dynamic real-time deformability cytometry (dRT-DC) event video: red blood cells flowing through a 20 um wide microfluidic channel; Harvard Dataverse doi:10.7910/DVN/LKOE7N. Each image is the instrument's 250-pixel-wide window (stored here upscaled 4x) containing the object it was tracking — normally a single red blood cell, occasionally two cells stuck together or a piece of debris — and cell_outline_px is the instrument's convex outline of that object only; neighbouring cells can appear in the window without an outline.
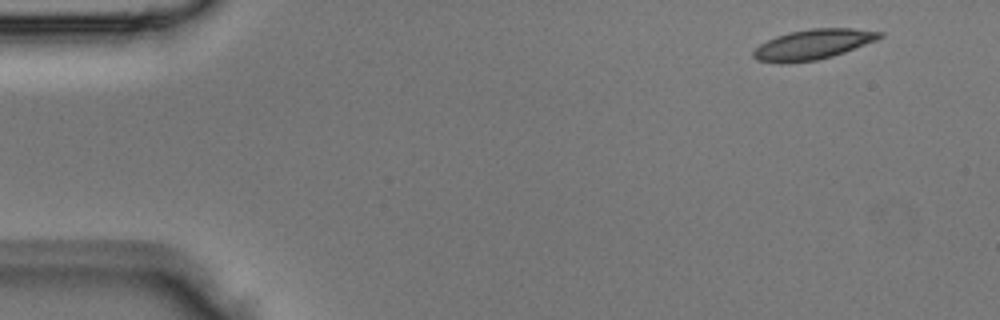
{"species": "Egyptian fruit bat (a non-hibernating species)", "species_latin": "Rousettus aegyptiacus", "temperature_condition": "room temperature", "stored_images_in_passage": 2, "camera_frame_rate_fps": 3000, "um_per_image_px": 0.085, "animal": {"sex": "male"}, "frame": {"image": 1, "passage_image": 2, "time_ms": 0.333, "image_size_px": [1000, 320], "cell_outline_px": [[884, 36], [876, 40], [844, 52], [832, 56], [816, 60], [784, 64], [780, 64], [756, 60], [752, 56], [752, 52], [760, 44], [776, 36], [788, 32], [812, 28], [852, 28], [884, 32]], "centroid_in_image_um": [69.08, 3.78], "position_along_channel_um": 15.9, "area_um2": 22.25}}